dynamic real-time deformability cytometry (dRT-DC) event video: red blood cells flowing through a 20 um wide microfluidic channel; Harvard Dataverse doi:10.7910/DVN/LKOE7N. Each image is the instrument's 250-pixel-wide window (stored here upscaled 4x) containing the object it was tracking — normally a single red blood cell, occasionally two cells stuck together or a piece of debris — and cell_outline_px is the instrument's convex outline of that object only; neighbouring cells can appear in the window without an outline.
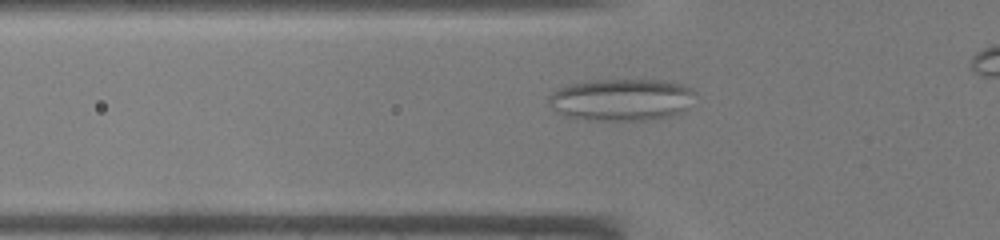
{"species": "common noctule bat (a hibernating species)", "species_latin": "Nyctalus noctula", "temperature_condition": "warm", "stored_images_in_passage": 35, "camera_frame_rate_fps": 3000, "um_per_image_px": 0.085, "animal": {"sex": "male", "body_mass_g": 19.0, "forearm_length_mm": 50.8}, "frame": {"image": 1, "passage_image": 11, "time_ms": 3.333, "image_size_px": [1000, 240], "cell_outline_px": [[696, 92], [688, 108], [684, 112], [672, 116], [652, 120], [588, 120], [568, 116], [556, 112], [548, 104], [548, 96], [552, 92], [568, 84], [596, 80], [660, 80], [684, 84], [692, 88]], "centroid_in_image_um": [52.86, 8.48], "position_along_channel_um": 72.9, "area_um2": 36.3}}
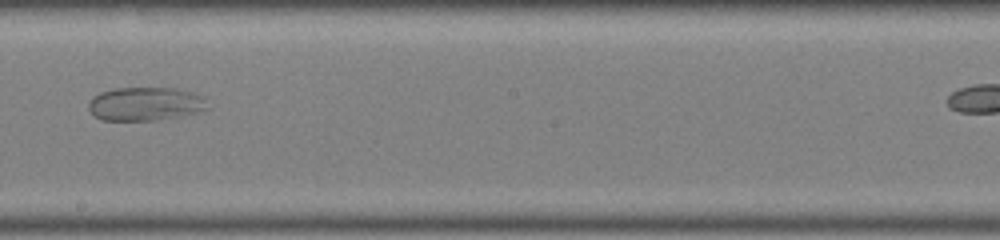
{"frame": {"image": 2, "passage_image": 22, "time_ms": 7.0, "image_size_px": [1000, 240], "cell_outline_px": [[212, 108], [196, 112], [176, 116], [152, 120], [100, 120], [88, 108], [88, 104], [92, 96], [100, 92], [116, 88], [176, 88], [192, 92], [204, 96]], "centroid_in_image_um": [12.38, 8.81], "position_along_channel_um": 235.8, "area_um2": 23.29}}
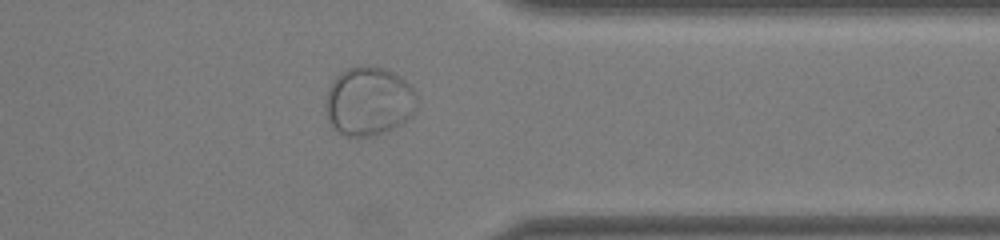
{"frame": {"image": 3, "passage_image": 32, "time_ms": 10.333, "image_size_px": [1000, 240], "cell_outline_px": [[420, 100], [412, 116], [408, 120], [392, 128], [372, 136], [348, 136], [332, 128], [328, 120], [328, 88], [332, 80], [340, 72], [348, 68], [388, 68], [404, 80], [416, 92]], "centroid_in_image_um": [31.4, 8.62], "position_along_channel_um": 380.0, "area_um2": 36.18}}